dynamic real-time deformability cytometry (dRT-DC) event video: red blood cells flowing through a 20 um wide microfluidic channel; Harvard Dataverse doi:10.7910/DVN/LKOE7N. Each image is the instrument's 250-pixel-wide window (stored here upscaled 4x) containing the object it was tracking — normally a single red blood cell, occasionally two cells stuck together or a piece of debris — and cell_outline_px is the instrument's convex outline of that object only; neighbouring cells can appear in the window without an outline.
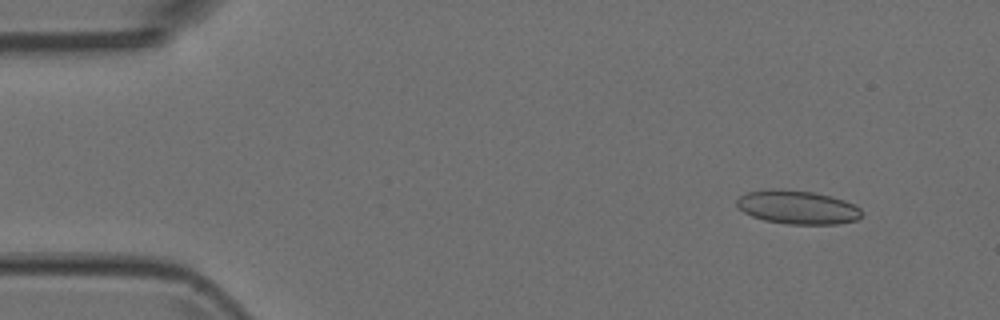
{"species": "Egyptian fruit bat (a non-hibernating species)", "species_latin": "Rousettus aegyptiacus", "temperature_condition": "room temperature", "stored_images_in_passage": 8, "camera_frame_rate_fps": 3000, "um_per_image_px": 0.085, "animal": {"sex": "female"}, "frame": {"image": 1, "passage_image": 1, "time_ms": 0.0, "image_size_px": [1000, 320], "cell_outline_px": [[864, 212], [856, 220], [836, 224], [788, 224], [764, 220], [752, 216], [744, 212], [736, 204], [736, 200], [744, 192], [768, 188], [780, 188], [816, 192], [832, 196], [856, 204]], "centroid_in_image_um": [67.78, 17.59], "position_along_channel_um": 17.2, "area_um2": 24.91}}
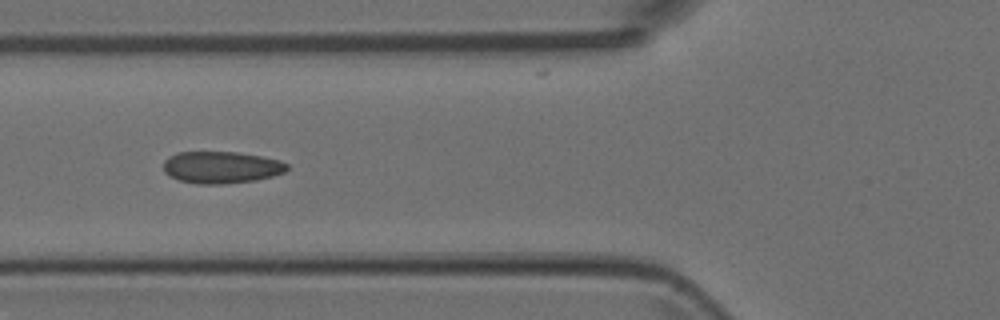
{"frame": {"image": 2, "passage_image": 5, "time_ms": 1.333, "image_size_px": [1000, 320], "cell_outline_px": [[288, 168], [284, 172], [272, 176], [256, 180], [220, 184], [196, 184], [180, 180], [164, 172], [164, 160], [168, 156], [176, 152], [236, 152], [260, 156], [280, 160], [288, 164]], "centroid_in_image_um": [18.8, 14.22], "position_along_channel_um": 107.0, "area_um2": 22.95}}
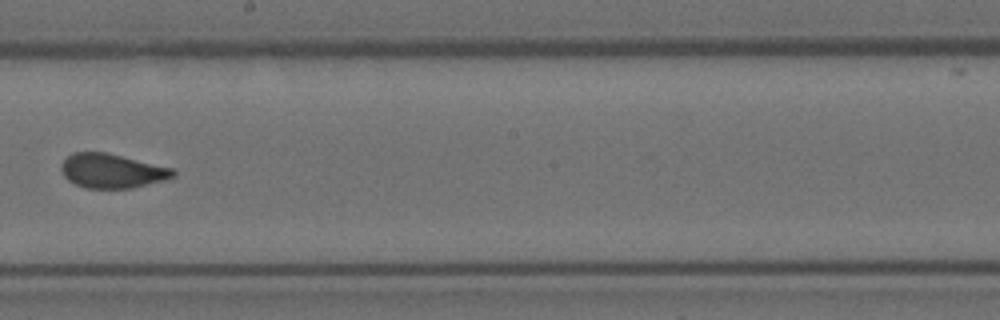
{"frame": {"image": 3, "passage_image": 8, "time_ms": 2.333, "image_size_px": [1000, 320], "cell_outline_px": [[176, 172], [172, 176], [164, 180], [132, 188], [84, 188], [68, 180], [64, 176], [60, 168], [60, 164], [72, 152], [108, 152], [172, 168]], "centroid_in_image_um": [9.48, 14.52], "position_along_channel_um": 238.7, "area_um2": 22.31}}